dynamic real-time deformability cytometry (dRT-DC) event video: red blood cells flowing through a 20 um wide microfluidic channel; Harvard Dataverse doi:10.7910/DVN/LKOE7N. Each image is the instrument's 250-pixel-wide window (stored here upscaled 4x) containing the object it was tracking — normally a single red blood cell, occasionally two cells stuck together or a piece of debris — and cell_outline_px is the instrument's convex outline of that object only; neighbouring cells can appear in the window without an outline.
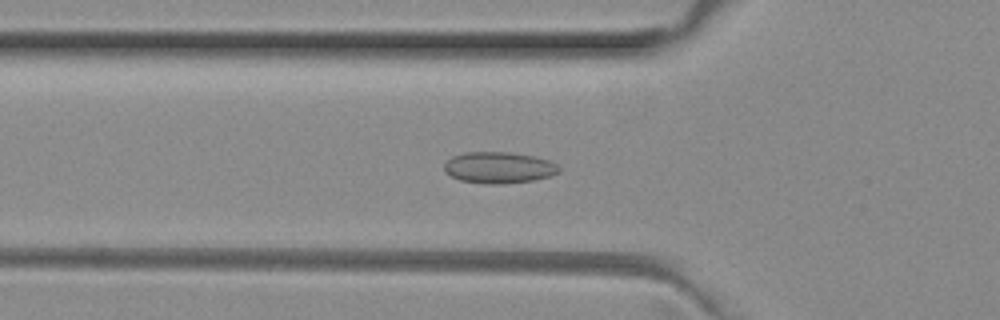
{"species": "common noctule bat (a hibernating species)", "species_latin": "Nyctalus noctula", "temperature_condition": "room temperature", "stored_images_in_passage": 43, "camera_frame_rate_fps": 3000, "um_per_image_px": 0.085, "animal": {"sex": "female", "body_mass_g": 29.2, "forearm_length_mm": 56.3}, "frame": {"image": 1, "passage_image": 9, "time_ms": 2.667, "image_size_px": [1000, 320], "cell_outline_px": [[560, 172], [548, 176], [532, 180], [504, 184], [484, 184], [460, 180], [444, 172], [444, 164], [452, 156], [468, 152], [508, 152], [532, 156], [552, 160], [560, 168]], "centroid_in_image_um": [42.4, 14.25], "position_along_channel_um": 83.4, "area_um2": 20.98}}
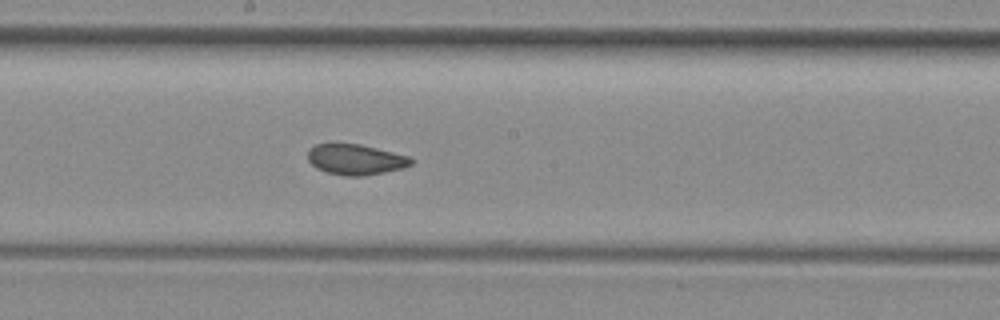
{"frame": {"image": 2, "passage_image": 19, "time_ms": 6.0, "image_size_px": [1000, 320], "cell_outline_px": [[412, 164], [404, 168], [364, 176], [344, 176], [328, 172], [316, 168], [308, 160], [308, 148], [316, 144], [360, 144], [408, 156], [412, 160]], "centroid_in_image_um": [30.21, 13.56], "position_along_channel_um": 218.0, "area_um2": 18.26}}
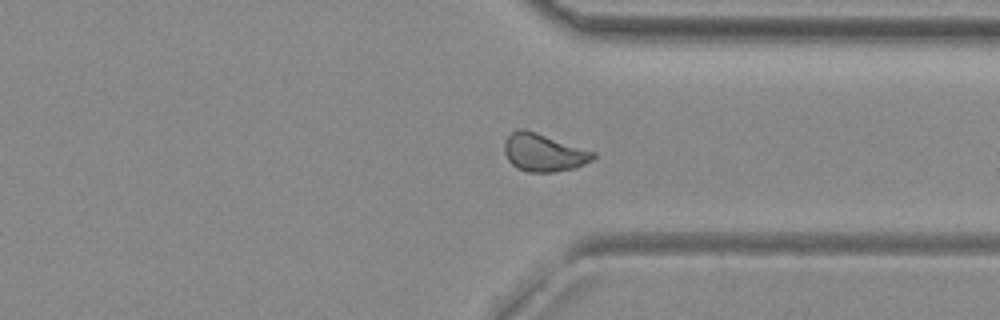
{"frame": {"image": 3, "passage_image": 30, "time_ms": 9.667, "image_size_px": [1000, 320], "cell_outline_px": [[596, 156], [592, 160], [576, 168], [556, 172], [528, 172], [516, 168], [508, 160], [504, 152], [504, 144], [508, 136], [512, 132], [520, 128], [524, 128], [596, 152]], "centroid_in_image_um": [46.22, 12.98], "position_along_channel_um": 365.2, "area_um2": 19.65}, "authors_computed_cell_mechanics": {"area_um2": 19.0162, "velocity_mm_per_s": 4.0227, "shape_relaxation_time_tau1_ms": null, "shape_relaxation_time_tau2_ms": 0.9047, "deformation_change_tau1": null, "deformation_change_tau2": 0.0441}}